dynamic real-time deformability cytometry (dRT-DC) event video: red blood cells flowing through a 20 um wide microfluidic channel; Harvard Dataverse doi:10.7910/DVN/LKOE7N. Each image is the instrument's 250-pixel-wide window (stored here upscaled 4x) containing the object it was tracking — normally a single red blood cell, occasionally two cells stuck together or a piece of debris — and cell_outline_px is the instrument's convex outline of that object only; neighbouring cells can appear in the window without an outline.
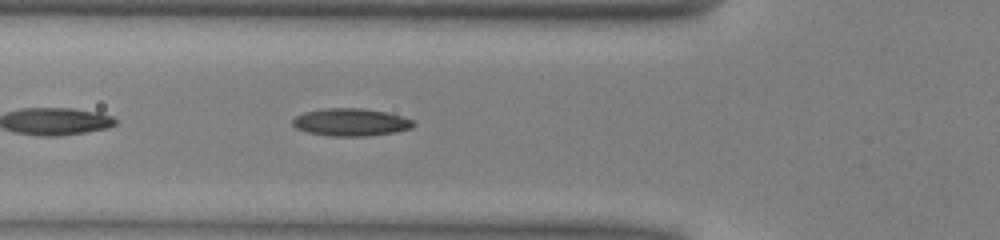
{"species": "common noctule bat (a hibernating species)", "species_latin": "Nyctalus noctula", "temperature_condition": "warm", "stored_images_in_passage": 28, "camera_frame_rate_fps": 3000, "um_per_image_px": 0.085, "animal": {"sex": "male", "body_mass_g": 13.0, "forearm_length_mm": 53.1}, "frame": {"image": 1, "passage_image": 5, "time_ms": 1.333, "image_size_px": [1000, 240], "cell_outline_px": [[416, 124], [412, 128], [396, 132], [364, 136], [328, 136], [308, 132], [296, 128], [292, 124], [292, 120], [296, 116], [304, 112], [324, 108], [360, 108], [388, 112], [412, 120]], "centroid_in_image_um": [29.81, 10.39], "position_along_channel_um": 96.0, "area_um2": 19.42}}
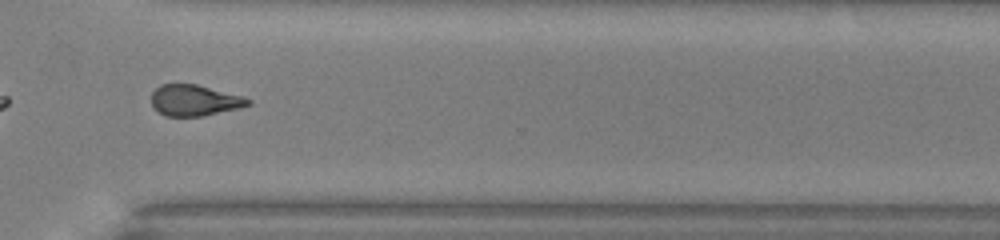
{"frame": {"image": 2, "passage_image": 24, "time_ms": 7.667, "image_size_px": [1000, 240], "cell_outline_px": [[252, 104], [240, 108], [200, 116], [164, 116], [152, 104], [152, 92], [160, 84], [196, 84], [244, 96], [252, 100]], "centroid_in_image_um": [16.57, 8.52], "position_along_channel_um": 354.0, "area_um2": 17.46}, "authors_computed_cell_mechanics": {"area_um2": 18.3515, "velocity_mm_per_s": 4.0677, "shape_relaxation_time_tau1_ms": 5.2462, "shape_relaxation_time_tau2_ms": 2.5096, "deformation_change_tau1": 0.1663, "deformation_change_tau2": 0.1055}}